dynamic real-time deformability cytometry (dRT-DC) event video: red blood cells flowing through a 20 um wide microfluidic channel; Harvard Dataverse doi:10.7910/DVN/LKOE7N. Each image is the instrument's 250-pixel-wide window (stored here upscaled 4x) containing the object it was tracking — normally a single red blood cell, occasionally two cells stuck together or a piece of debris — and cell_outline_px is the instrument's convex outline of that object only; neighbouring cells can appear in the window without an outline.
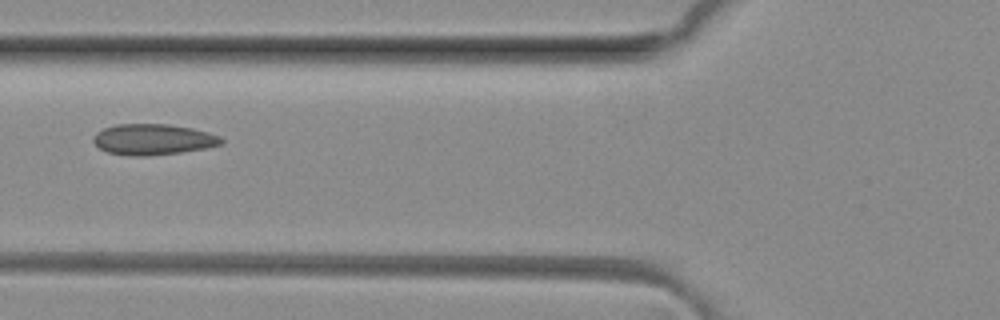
{"species": "common noctule bat (a hibernating species)", "species_latin": "Nyctalus noctula", "temperature_condition": "room temperature", "stored_images_in_passage": 2, "camera_frame_rate_fps": 3000, "um_per_image_px": 0.085, "animal": {"sex": "female", "body_mass_g": 29.2, "forearm_length_mm": 56.3}, "frame": {"image": 1, "passage_image": 2, "time_ms": 0.333, "image_size_px": [1000, 320], "cell_outline_px": [[224, 144], [204, 148], [180, 152], [144, 156], [132, 156], [108, 152], [100, 148], [92, 140], [92, 136], [96, 132], [104, 128], [116, 124], [168, 124], [192, 128], [208, 132], [220, 136], [224, 140]], "centroid_in_image_um": [13.01, 11.84], "position_along_channel_um": 112.8, "area_um2": 23.0}}